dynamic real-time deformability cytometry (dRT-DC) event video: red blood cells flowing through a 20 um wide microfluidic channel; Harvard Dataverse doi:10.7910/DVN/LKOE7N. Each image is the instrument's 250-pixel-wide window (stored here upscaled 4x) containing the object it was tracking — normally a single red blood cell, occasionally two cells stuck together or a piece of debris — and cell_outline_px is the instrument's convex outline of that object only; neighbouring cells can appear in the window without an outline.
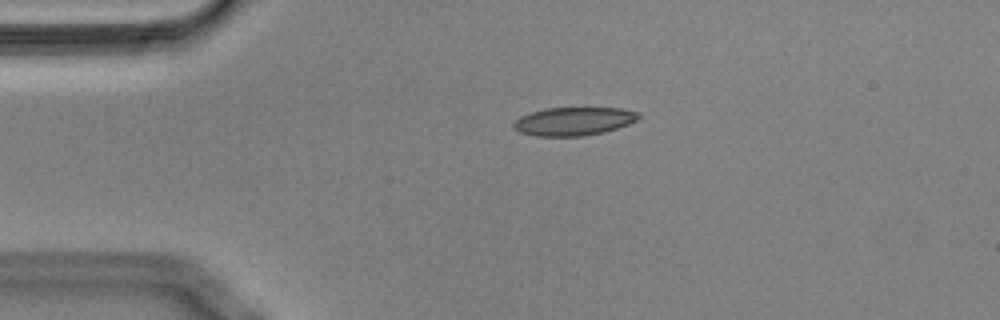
{"species": "Egyptian fruit bat (a non-hibernating species)", "species_latin": "Rousettus aegyptiacus", "temperature_condition": "cold", "stored_images_in_passage": 46, "camera_frame_rate_fps": 3000, "um_per_image_px": 0.085, "animal": {"sex": "male"}, "frame": {"image": 1, "passage_image": 2, "time_ms": 0.333, "image_size_px": [1000, 320], "cell_outline_px": [[640, 116], [636, 120], [628, 124], [604, 132], [584, 136], [536, 136], [520, 132], [512, 128], [512, 124], [520, 116], [532, 112], [548, 108], [624, 108], [640, 112]], "centroid_in_image_um": [48.77, 10.31], "position_along_channel_um": 36.2, "area_um2": 20.63}}
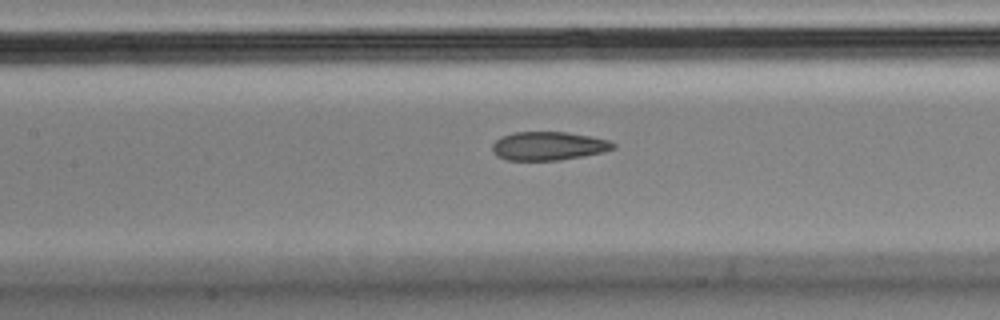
{"frame": {"image": 2, "passage_image": 15, "time_ms": 4.667, "image_size_px": [1000, 320], "cell_outline_px": [[616, 148], [604, 152], [584, 156], [560, 160], [508, 160], [496, 156], [492, 152], [492, 144], [496, 140], [504, 136], [516, 132], [564, 132], [588, 136], [608, 140], [616, 144]], "centroid_in_image_um": [46.62, 12.42], "position_along_channel_um": 160.8, "area_um2": 20.06}}
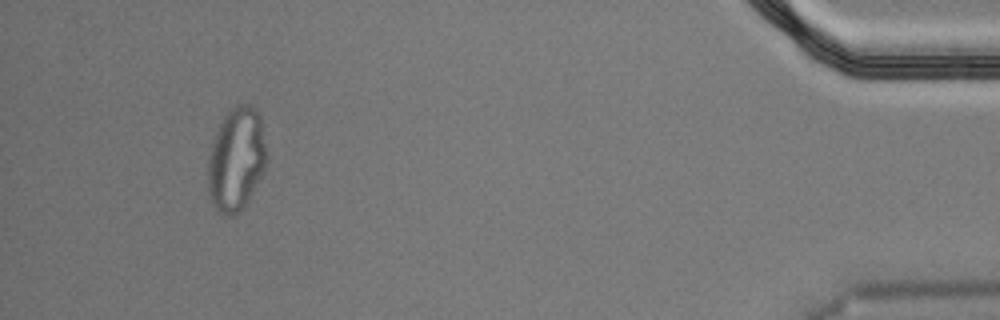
{"frame": {"image": 3, "passage_image": 42, "time_ms": 13.667, "image_size_px": [1000, 320], "cell_outline_px": [[264, 172], [244, 208], [240, 212], [232, 216], [224, 216], [212, 204], [208, 192], [208, 160], [212, 144], [216, 132], [224, 116], [236, 104], [248, 104], [256, 108], [260, 116], [264, 144]], "centroid_in_image_um": [20.06, 13.58], "position_along_channel_um": 415.1, "area_um2": 35.08}, "authors_computed_cell_mechanics": {"area_um2": 21.8195, "velocity_mm_per_s": 3.5829, "shape_relaxation_time_tau1_ms": null, "shape_relaxation_time_tau2_ms": 2.662, "deformation_change_tau1": null, "deformation_change_tau2": 0.0785}}